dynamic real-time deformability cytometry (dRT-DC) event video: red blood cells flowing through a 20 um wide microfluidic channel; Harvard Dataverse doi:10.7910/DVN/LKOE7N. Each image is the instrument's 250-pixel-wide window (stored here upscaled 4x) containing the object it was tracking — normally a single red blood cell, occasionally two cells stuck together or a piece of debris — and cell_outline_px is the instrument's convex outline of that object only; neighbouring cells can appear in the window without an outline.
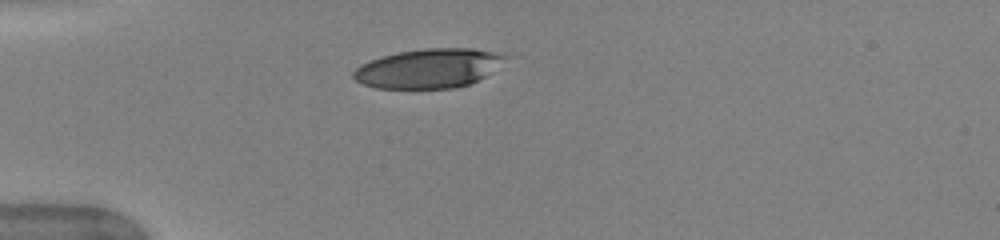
{"species": "human", "species_latin": "Homo sapiens", "temperature_condition": "warm", "stored_images_in_passage": 37, "camera_frame_rate_fps": 3000, "um_per_image_px": 0.085, "donor": {"sex": "female"}, "frame": {"image": 1, "passage_image": 1, "time_ms": 0.0, "image_size_px": [1000, 240], "cell_outline_px": [[508, 56], [484, 76], [468, 84], [456, 88], [376, 88], [364, 84], [356, 80], [352, 76], [352, 72], [360, 64], [384, 56], [400, 52], [424, 48], [472, 48], [492, 52]], "centroid_in_image_um": [36.37, 5.81], "position_along_channel_um": 48.6, "area_um2": 34.1}}
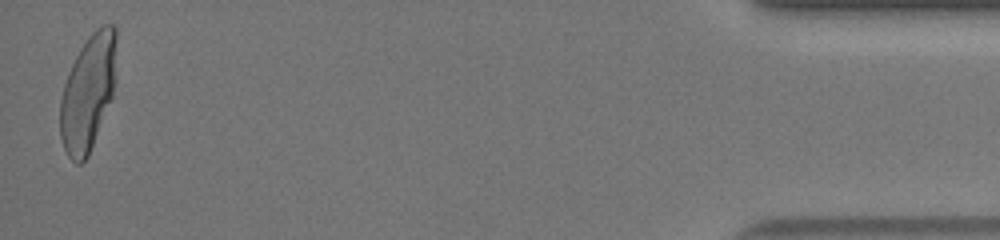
{"frame": {"image": 2, "passage_image": 37, "time_ms": 12.0, "image_size_px": [1000, 240], "cell_outline_px": [[116, 40], [112, 96], [88, 156], [80, 164], [76, 164], [68, 156], [64, 148], [60, 136], [60, 100], [64, 84], [68, 72], [76, 56], [88, 36], [100, 24], [112, 24], [116, 28]], "centroid_in_image_um": [7.46, 7.86], "position_along_channel_um": 427.7, "area_um2": 37.51}, "authors_computed_cell_mechanics": {"area_um2": 38.2636, "velocity_mm_per_s": 3.9844, "shape_relaxation_time_tau1_ms": 3.6357, "shape_relaxation_time_tau2_ms": null, "deformation_change_tau1": 0.2017, "deformation_change_tau2": null}}